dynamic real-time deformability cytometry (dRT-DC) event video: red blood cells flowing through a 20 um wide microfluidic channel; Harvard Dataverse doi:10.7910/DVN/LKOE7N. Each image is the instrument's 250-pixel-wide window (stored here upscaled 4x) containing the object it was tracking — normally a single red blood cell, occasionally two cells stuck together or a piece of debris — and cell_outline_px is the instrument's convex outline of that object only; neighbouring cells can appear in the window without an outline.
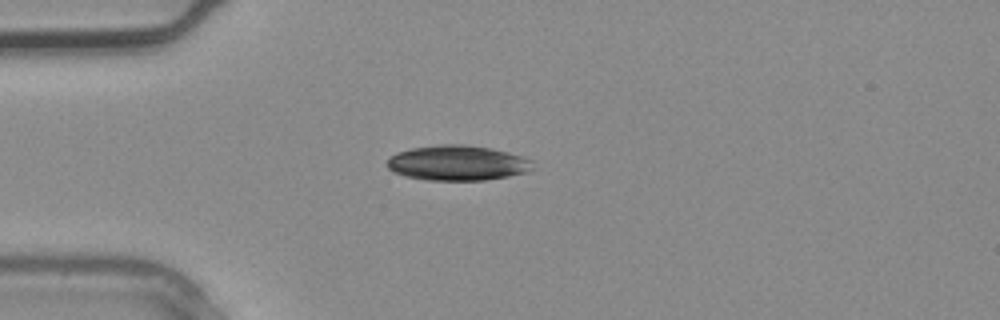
{"species": "common noctule bat (a hibernating species)", "species_latin": "Nyctalus noctula", "temperature_condition": "warm", "stored_images_in_passage": 2, "camera_frame_rate_fps": 3000, "um_per_image_px": 0.085, "animal": {"sex": "male", "body_mass_g": 20.4}, "frame": {"image": 1, "passage_image": 2, "time_ms": 0.333, "image_size_px": [1000, 320], "cell_outline_px": [[536, 168], [528, 172], [508, 176], [484, 180], [428, 180], [404, 176], [392, 172], [388, 168], [388, 160], [396, 152], [412, 148], [436, 144], [464, 144], [492, 148], [524, 156], [532, 160]], "centroid_in_image_um": [38.93, 13.84], "position_along_channel_um": 46.1, "area_um2": 30.17}}